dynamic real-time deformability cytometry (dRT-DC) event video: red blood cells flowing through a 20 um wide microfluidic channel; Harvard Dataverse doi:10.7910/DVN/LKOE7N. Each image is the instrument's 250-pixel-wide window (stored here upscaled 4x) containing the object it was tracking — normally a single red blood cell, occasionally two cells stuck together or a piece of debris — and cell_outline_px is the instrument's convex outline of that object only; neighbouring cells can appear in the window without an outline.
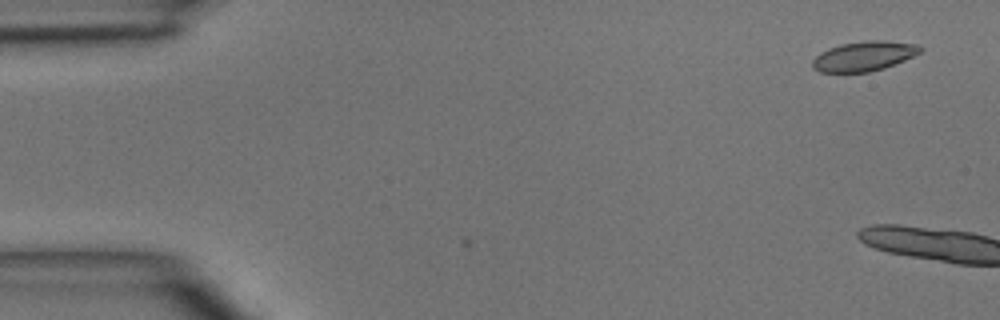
{"species": "common noctule bat (a hibernating species)", "species_latin": "Nyctalus noctula", "temperature_condition": "room temperature", "stored_images_in_passage": 3, "camera_frame_rate_fps": 3000, "um_per_image_px": 0.085, "animal": {"sex": "male", "body_mass_g": 15.6}, "frame": {"image": 1, "passage_image": 1, "time_ms": 0.0, "image_size_px": [1000, 320], "cell_outline_px": [[924, 48], [920, 52], [904, 60], [884, 68], [868, 72], [820, 72], [812, 68], [812, 60], [820, 52], [828, 48], [840, 44], [868, 40], [884, 40], [916, 44]], "centroid_in_image_um": [73.41, 4.77], "position_along_channel_um": 11.6, "area_um2": 18.67}}